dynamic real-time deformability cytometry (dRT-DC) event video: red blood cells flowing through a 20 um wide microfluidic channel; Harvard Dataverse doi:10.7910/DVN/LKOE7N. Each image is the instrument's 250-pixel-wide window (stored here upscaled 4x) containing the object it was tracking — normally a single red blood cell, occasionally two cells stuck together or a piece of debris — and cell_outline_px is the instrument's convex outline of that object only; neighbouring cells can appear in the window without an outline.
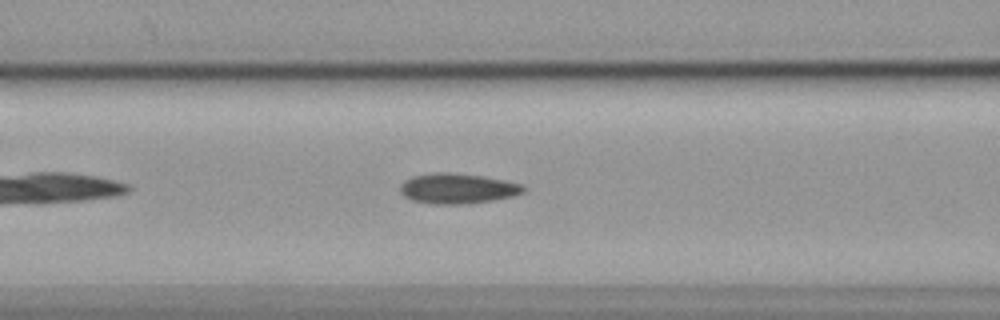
{"species": "common noctule bat (a hibernating species)", "species_latin": "Nyctalus noctula", "temperature_condition": "cold", "stored_images_in_passage": 43, "camera_frame_rate_fps": 3000, "um_per_image_px": 0.085, "animal": {"sex": "female", "body_mass_g": 19.9}, "frame": {"image": 1, "passage_image": 10, "time_ms": 3.0, "image_size_px": [1000, 320], "cell_outline_px": [[528, 188], [524, 192], [512, 196], [492, 200], [468, 204], [432, 204], [412, 200], [404, 196], [400, 192], [400, 184], [404, 180], [412, 176], [432, 172], [452, 172], [484, 176], [504, 180], [520, 184]], "centroid_in_image_um": [38.87, 16.01], "position_along_channel_um": 127.7, "area_um2": 21.96}}
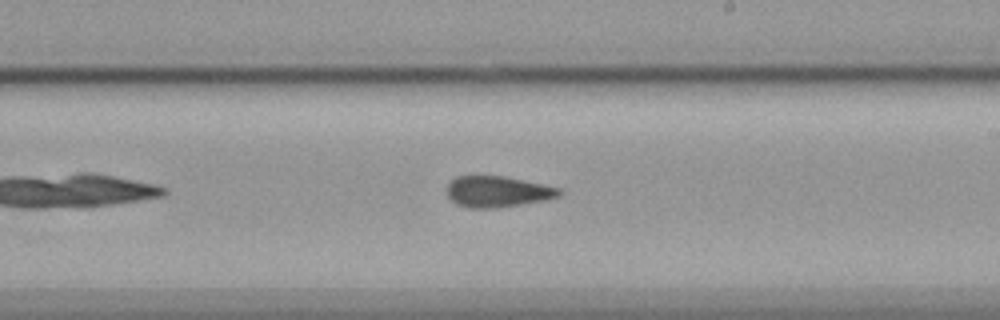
{"frame": {"image": 2, "passage_image": 20, "time_ms": 6.333, "image_size_px": [1000, 320], "cell_outline_px": [[564, 192], [560, 196], [544, 200], [496, 208], [468, 208], [456, 204], [448, 196], [448, 184], [456, 176], [504, 176], [560, 188]], "centroid_in_image_um": [42.3, 16.29], "position_along_channel_um": 246.7, "area_um2": 20.17}}
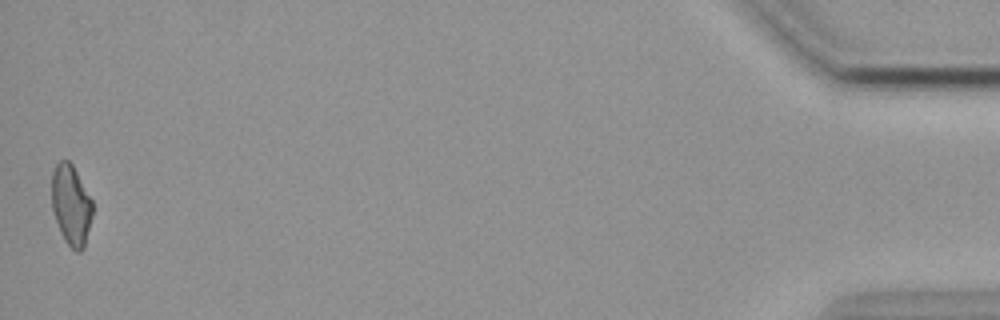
{"frame": {"image": 3, "passage_image": 43, "time_ms": 14.0, "image_size_px": [1000, 320], "cell_outline_px": [[92, 216], [84, 248], [80, 252], [76, 252], [64, 240], [60, 232], [52, 208], [52, 172], [56, 164], [60, 160], [68, 160], [72, 164], [92, 200]], "centroid_in_image_um": [6.04, 17.43], "position_along_channel_um": 429.2, "area_um2": 19.02}, "authors_computed_cell_mechanics": {"area_um2": 20.3456, "velocity_mm_per_s": 3.5825, "shape_relaxation_time_tau1_ms": null, "shape_relaxation_time_tau2_ms": 3.4819, "deformation_change_tau1": null, "deformation_change_tau2": 0.1031}}